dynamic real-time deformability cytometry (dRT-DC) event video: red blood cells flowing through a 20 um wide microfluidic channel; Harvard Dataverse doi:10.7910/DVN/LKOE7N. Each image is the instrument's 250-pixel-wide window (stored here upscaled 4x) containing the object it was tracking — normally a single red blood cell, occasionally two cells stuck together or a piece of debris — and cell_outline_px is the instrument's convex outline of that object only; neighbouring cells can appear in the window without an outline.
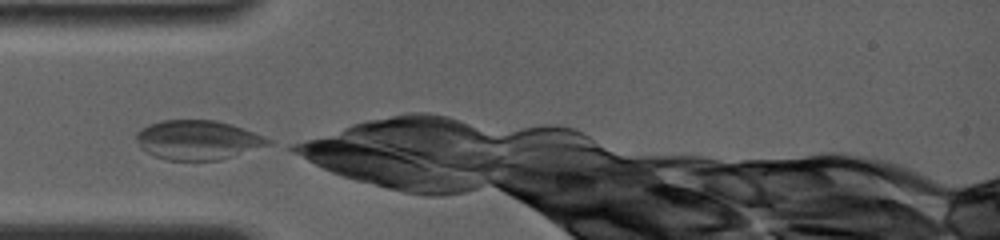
{"species": "common noctule bat (a hibernating species)", "species_latin": "Nyctalus noctula", "temperature_condition": "room temperature", "stored_images_in_passage": 19, "camera_frame_rate_fps": 4000, "um_per_image_px": 0.085, "animal": {"sex": "female", "body_mass_g": 19.0, "forearm_length_mm": 56.7}, "frame": {"image": 1, "passage_image": 1, "time_ms": 0.0, "image_size_px": [1000, 240], "cell_outline_px": [[272, 144], [220, 160], [168, 160], [156, 156], [140, 148], [136, 140], [136, 132], [148, 124], [164, 120], [216, 120], [252, 132], [272, 140]], "centroid_in_image_um": [16.78, 11.9], "position_along_channel_um": 68.2, "area_um2": 29.94}}